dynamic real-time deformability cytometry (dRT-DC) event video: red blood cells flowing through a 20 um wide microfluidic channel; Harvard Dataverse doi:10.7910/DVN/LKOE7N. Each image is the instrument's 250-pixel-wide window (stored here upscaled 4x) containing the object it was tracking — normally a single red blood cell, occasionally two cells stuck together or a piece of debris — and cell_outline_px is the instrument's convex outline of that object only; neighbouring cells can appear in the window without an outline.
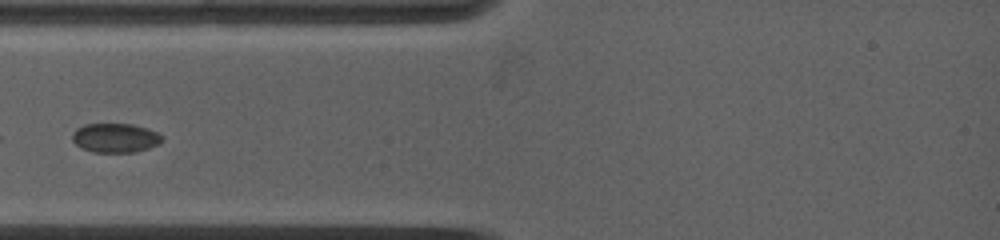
{"species": "common noctule bat (a hibernating species)", "species_latin": "Nyctalus noctula", "temperature_condition": "warm", "stored_images_in_passage": 21, "camera_frame_rate_fps": 5000, "um_per_image_px": 0.085, "animal": {"sex": "female", "body_mass_g": 19.0, "forearm_length_mm": 53.3}, "frame": {"image": 1, "passage_image": 4, "time_ms": 2.0, "image_size_px": [1000, 240], "cell_outline_px": [[164, 140], [148, 148], [136, 152], [92, 152], [80, 148], [72, 140], [72, 132], [76, 128], [84, 124], [132, 124], [148, 128], [156, 132]], "centroid_in_image_um": [9.75, 11.72], "position_along_channel_um": 75.2, "area_um2": 15.32}}
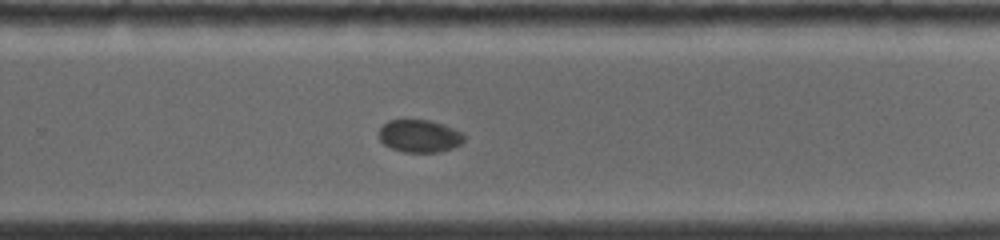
{"frame": {"image": 2, "passage_image": 13, "time_ms": 7.8, "image_size_px": [1000, 240], "cell_outline_px": [[464, 140], [460, 144], [452, 148], [440, 152], [404, 152], [392, 148], [384, 144], [380, 140], [380, 128], [388, 120], [428, 120], [444, 124], [460, 132], [464, 136]], "centroid_in_image_um": [35.66, 11.56], "position_along_channel_um": 294.1, "area_um2": 16.01}}
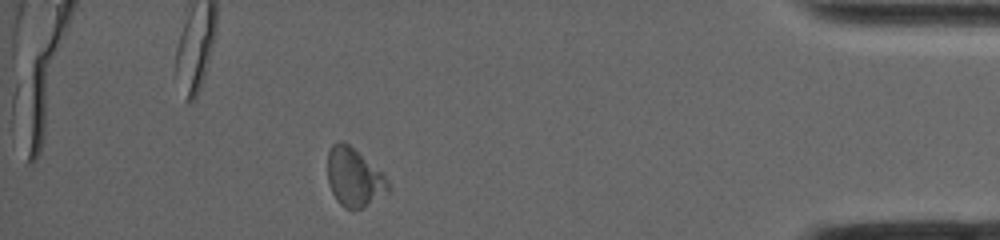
{"frame": {"image": 3, "passage_image": 20, "time_ms": 12.2, "image_size_px": [1000, 240], "cell_outline_px": [[392, 188], [388, 192], [364, 208], [344, 208], [336, 200], [328, 184], [328, 148], [332, 144], [340, 140], [348, 144], [380, 172], [388, 180]], "centroid_in_image_um": [30.08, 15.1], "position_along_channel_um": 405.1, "area_um2": 20.46}}